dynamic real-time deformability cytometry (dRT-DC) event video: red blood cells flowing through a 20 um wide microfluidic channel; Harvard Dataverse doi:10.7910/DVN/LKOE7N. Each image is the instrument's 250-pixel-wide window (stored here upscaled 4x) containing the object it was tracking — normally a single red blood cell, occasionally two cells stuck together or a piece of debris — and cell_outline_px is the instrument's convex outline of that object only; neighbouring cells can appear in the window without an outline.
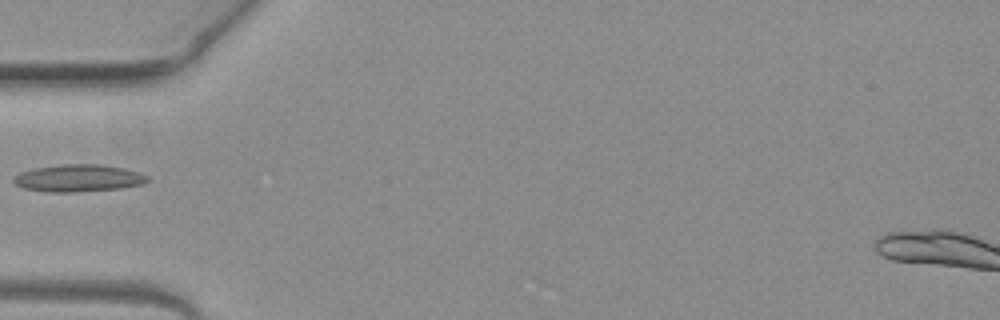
{"species": "common noctule bat (a hibernating species)", "species_latin": "Nyctalus noctula", "temperature_condition": "warm", "stored_images_in_passage": 30, "camera_frame_rate_fps": 3000, "um_per_image_px": 0.085, "animal": {"sex": "female", "body_mass_g": 19.3, "forearm_length_mm": 54.1}, "frame": {"image": 1, "passage_image": 1, "time_ms": 0.0, "image_size_px": [1000, 320], "cell_outline_px": [[148, 180], [140, 184], [120, 188], [72, 192], [48, 192], [24, 188], [16, 184], [12, 180], [12, 176], [20, 172], [36, 168], [60, 164], [100, 164], [124, 168], [148, 176]], "centroid_in_image_um": [6.61, 15.13], "position_along_channel_um": 78.4, "area_um2": 21.04}}
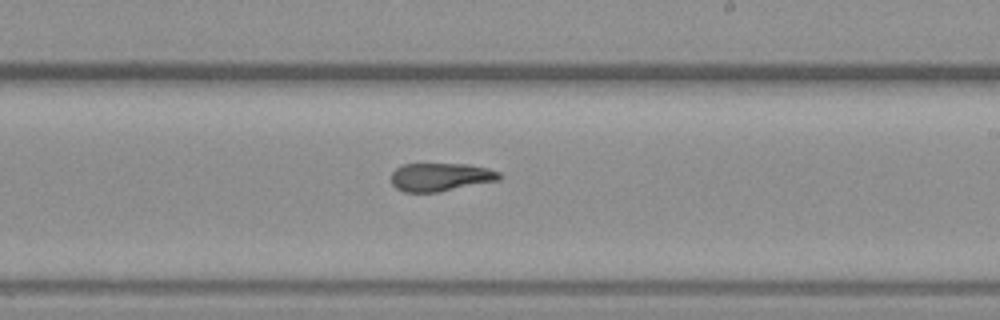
{"frame": {"image": 2, "passage_image": 14, "time_ms": 4.333, "image_size_px": [1000, 320], "cell_outline_px": [[500, 180], [440, 192], [404, 192], [396, 188], [392, 184], [392, 172], [396, 168], [404, 164], [468, 164], [488, 168], [500, 172]], "centroid_in_image_um": [37.46, 15.05], "position_along_channel_um": 251.5, "area_um2": 17.86}}
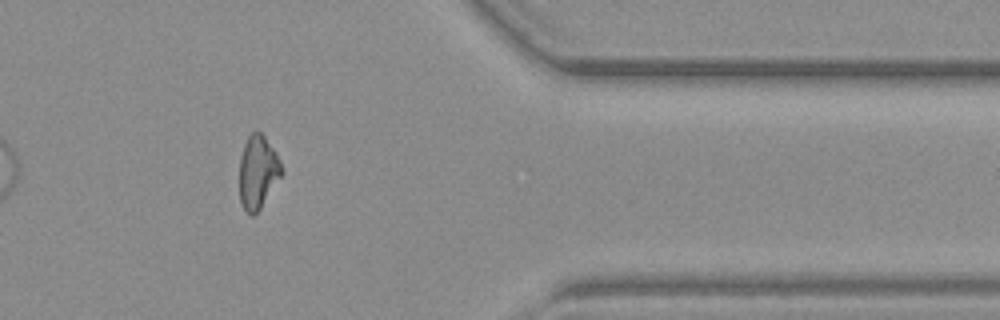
{"frame": {"image": 3, "passage_image": 26, "time_ms": 8.333, "image_size_px": [1000, 320], "cell_outline_px": [[284, 172], [260, 208], [252, 216], [244, 208], [240, 200], [240, 156], [244, 144], [248, 136], [256, 128], [264, 136], [276, 152], [280, 160]], "centroid_in_image_um": [21.93, 14.58], "position_along_channel_um": 389.5, "area_um2": 17.92}}